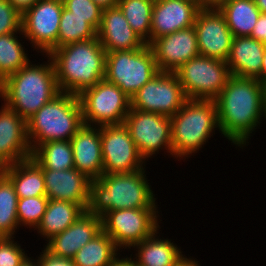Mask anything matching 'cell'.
<instances>
[{"label": "cell", "mask_w": 266, "mask_h": 266, "mask_svg": "<svg viewBox=\"0 0 266 266\" xmlns=\"http://www.w3.org/2000/svg\"><path fill=\"white\" fill-rule=\"evenodd\" d=\"M214 101L218 130L239 148L249 143L250 134L260 125L262 117L266 120L264 86L255 78L231 75Z\"/></svg>", "instance_id": "cell-1"}, {"label": "cell", "mask_w": 266, "mask_h": 266, "mask_svg": "<svg viewBox=\"0 0 266 266\" xmlns=\"http://www.w3.org/2000/svg\"><path fill=\"white\" fill-rule=\"evenodd\" d=\"M50 57L60 92L81 94L105 78L106 52L98 38L67 44Z\"/></svg>", "instance_id": "cell-2"}, {"label": "cell", "mask_w": 266, "mask_h": 266, "mask_svg": "<svg viewBox=\"0 0 266 266\" xmlns=\"http://www.w3.org/2000/svg\"><path fill=\"white\" fill-rule=\"evenodd\" d=\"M47 62L36 65L29 61L0 83V99L4 105L26 121L60 93L50 57Z\"/></svg>", "instance_id": "cell-3"}, {"label": "cell", "mask_w": 266, "mask_h": 266, "mask_svg": "<svg viewBox=\"0 0 266 266\" xmlns=\"http://www.w3.org/2000/svg\"><path fill=\"white\" fill-rule=\"evenodd\" d=\"M145 170L102 174L92 180L87 212L103 217L108 211L125 208H158Z\"/></svg>", "instance_id": "cell-4"}, {"label": "cell", "mask_w": 266, "mask_h": 266, "mask_svg": "<svg viewBox=\"0 0 266 266\" xmlns=\"http://www.w3.org/2000/svg\"><path fill=\"white\" fill-rule=\"evenodd\" d=\"M83 125L79 97L60 92L27 120L31 149L49 141L71 140Z\"/></svg>", "instance_id": "cell-5"}, {"label": "cell", "mask_w": 266, "mask_h": 266, "mask_svg": "<svg viewBox=\"0 0 266 266\" xmlns=\"http://www.w3.org/2000/svg\"><path fill=\"white\" fill-rule=\"evenodd\" d=\"M170 118L173 156L176 159L195 154L213 136L214 128L219 129L214 100L188 99Z\"/></svg>", "instance_id": "cell-6"}, {"label": "cell", "mask_w": 266, "mask_h": 266, "mask_svg": "<svg viewBox=\"0 0 266 266\" xmlns=\"http://www.w3.org/2000/svg\"><path fill=\"white\" fill-rule=\"evenodd\" d=\"M148 44L140 49L106 52L105 80L132 96L159 73Z\"/></svg>", "instance_id": "cell-7"}, {"label": "cell", "mask_w": 266, "mask_h": 266, "mask_svg": "<svg viewBox=\"0 0 266 266\" xmlns=\"http://www.w3.org/2000/svg\"><path fill=\"white\" fill-rule=\"evenodd\" d=\"M78 97L83 122L90 126L122 124L131 108V98L105 79L85 89Z\"/></svg>", "instance_id": "cell-8"}, {"label": "cell", "mask_w": 266, "mask_h": 266, "mask_svg": "<svg viewBox=\"0 0 266 266\" xmlns=\"http://www.w3.org/2000/svg\"><path fill=\"white\" fill-rule=\"evenodd\" d=\"M188 99L214 100L231 76L225 61L197 55L174 72Z\"/></svg>", "instance_id": "cell-9"}, {"label": "cell", "mask_w": 266, "mask_h": 266, "mask_svg": "<svg viewBox=\"0 0 266 266\" xmlns=\"http://www.w3.org/2000/svg\"><path fill=\"white\" fill-rule=\"evenodd\" d=\"M157 213V208L108 211L102 217V230L112 238L119 249H131L159 230Z\"/></svg>", "instance_id": "cell-10"}, {"label": "cell", "mask_w": 266, "mask_h": 266, "mask_svg": "<svg viewBox=\"0 0 266 266\" xmlns=\"http://www.w3.org/2000/svg\"><path fill=\"white\" fill-rule=\"evenodd\" d=\"M187 100L177 75L160 71L132 96L131 108L171 117Z\"/></svg>", "instance_id": "cell-11"}, {"label": "cell", "mask_w": 266, "mask_h": 266, "mask_svg": "<svg viewBox=\"0 0 266 266\" xmlns=\"http://www.w3.org/2000/svg\"><path fill=\"white\" fill-rule=\"evenodd\" d=\"M124 124L145 161L164 148L173 156L169 116L130 108Z\"/></svg>", "instance_id": "cell-12"}, {"label": "cell", "mask_w": 266, "mask_h": 266, "mask_svg": "<svg viewBox=\"0 0 266 266\" xmlns=\"http://www.w3.org/2000/svg\"><path fill=\"white\" fill-rule=\"evenodd\" d=\"M62 0H39L22 14L21 30L30 44L48 55L57 48V38L63 10Z\"/></svg>", "instance_id": "cell-13"}, {"label": "cell", "mask_w": 266, "mask_h": 266, "mask_svg": "<svg viewBox=\"0 0 266 266\" xmlns=\"http://www.w3.org/2000/svg\"><path fill=\"white\" fill-rule=\"evenodd\" d=\"M101 151L103 174L131 173L145 169V159L138 152L124 123L101 126Z\"/></svg>", "instance_id": "cell-14"}, {"label": "cell", "mask_w": 266, "mask_h": 266, "mask_svg": "<svg viewBox=\"0 0 266 266\" xmlns=\"http://www.w3.org/2000/svg\"><path fill=\"white\" fill-rule=\"evenodd\" d=\"M194 28L197 34L199 54L226 62L233 34L219 9H200L195 19Z\"/></svg>", "instance_id": "cell-15"}, {"label": "cell", "mask_w": 266, "mask_h": 266, "mask_svg": "<svg viewBox=\"0 0 266 266\" xmlns=\"http://www.w3.org/2000/svg\"><path fill=\"white\" fill-rule=\"evenodd\" d=\"M159 71L174 73L184 63L199 55L194 26L159 37L149 45Z\"/></svg>", "instance_id": "cell-16"}, {"label": "cell", "mask_w": 266, "mask_h": 266, "mask_svg": "<svg viewBox=\"0 0 266 266\" xmlns=\"http://www.w3.org/2000/svg\"><path fill=\"white\" fill-rule=\"evenodd\" d=\"M27 121L3 104L0 109V170L30 158Z\"/></svg>", "instance_id": "cell-17"}, {"label": "cell", "mask_w": 266, "mask_h": 266, "mask_svg": "<svg viewBox=\"0 0 266 266\" xmlns=\"http://www.w3.org/2000/svg\"><path fill=\"white\" fill-rule=\"evenodd\" d=\"M199 10L195 0H155L150 44L159 37L194 26Z\"/></svg>", "instance_id": "cell-18"}, {"label": "cell", "mask_w": 266, "mask_h": 266, "mask_svg": "<svg viewBox=\"0 0 266 266\" xmlns=\"http://www.w3.org/2000/svg\"><path fill=\"white\" fill-rule=\"evenodd\" d=\"M46 196L51 200L69 201L87 210L92 180L76 168L42 169Z\"/></svg>", "instance_id": "cell-19"}, {"label": "cell", "mask_w": 266, "mask_h": 266, "mask_svg": "<svg viewBox=\"0 0 266 266\" xmlns=\"http://www.w3.org/2000/svg\"><path fill=\"white\" fill-rule=\"evenodd\" d=\"M102 231V218L85 211L71 226L53 236L45 245L52 255L73 258L75 254Z\"/></svg>", "instance_id": "cell-20"}, {"label": "cell", "mask_w": 266, "mask_h": 266, "mask_svg": "<svg viewBox=\"0 0 266 266\" xmlns=\"http://www.w3.org/2000/svg\"><path fill=\"white\" fill-rule=\"evenodd\" d=\"M97 38L105 52L140 49L146 44L133 31L118 5L102 11Z\"/></svg>", "instance_id": "cell-21"}, {"label": "cell", "mask_w": 266, "mask_h": 266, "mask_svg": "<svg viewBox=\"0 0 266 266\" xmlns=\"http://www.w3.org/2000/svg\"><path fill=\"white\" fill-rule=\"evenodd\" d=\"M73 149L74 168L91 180L103 174L101 151V126L84 124L70 140Z\"/></svg>", "instance_id": "cell-22"}, {"label": "cell", "mask_w": 266, "mask_h": 266, "mask_svg": "<svg viewBox=\"0 0 266 266\" xmlns=\"http://www.w3.org/2000/svg\"><path fill=\"white\" fill-rule=\"evenodd\" d=\"M265 48L250 36L233 37L226 60L231 75L256 79L260 75Z\"/></svg>", "instance_id": "cell-23"}, {"label": "cell", "mask_w": 266, "mask_h": 266, "mask_svg": "<svg viewBox=\"0 0 266 266\" xmlns=\"http://www.w3.org/2000/svg\"><path fill=\"white\" fill-rule=\"evenodd\" d=\"M1 171L13 183L18 198L46 196L43 170L33 158L6 166Z\"/></svg>", "instance_id": "cell-24"}, {"label": "cell", "mask_w": 266, "mask_h": 266, "mask_svg": "<svg viewBox=\"0 0 266 266\" xmlns=\"http://www.w3.org/2000/svg\"><path fill=\"white\" fill-rule=\"evenodd\" d=\"M157 234L158 230L133 246L137 251L133 260L136 266H175L183 258L176 244L170 239L157 237Z\"/></svg>", "instance_id": "cell-25"}, {"label": "cell", "mask_w": 266, "mask_h": 266, "mask_svg": "<svg viewBox=\"0 0 266 266\" xmlns=\"http://www.w3.org/2000/svg\"><path fill=\"white\" fill-rule=\"evenodd\" d=\"M85 211L78 204L49 199L46 211L35 230L40 236L50 240L71 226Z\"/></svg>", "instance_id": "cell-26"}, {"label": "cell", "mask_w": 266, "mask_h": 266, "mask_svg": "<svg viewBox=\"0 0 266 266\" xmlns=\"http://www.w3.org/2000/svg\"><path fill=\"white\" fill-rule=\"evenodd\" d=\"M219 11L233 37L250 36L261 14L254 0H225Z\"/></svg>", "instance_id": "cell-27"}, {"label": "cell", "mask_w": 266, "mask_h": 266, "mask_svg": "<svg viewBox=\"0 0 266 266\" xmlns=\"http://www.w3.org/2000/svg\"><path fill=\"white\" fill-rule=\"evenodd\" d=\"M120 249L103 230L86 243L72 258L75 266H109ZM118 255V256H117Z\"/></svg>", "instance_id": "cell-28"}, {"label": "cell", "mask_w": 266, "mask_h": 266, "mask_svg": "<svg viewBox=\"0 0 266 266\" xmlns=\"http://www.w3.org/2000/svg\"><path fill=\"white\" fill-rule=\"evenodd\" d=\"M42 169L68 170L74 168L73 149L70 140L42 143L31 154Z\"/></svg>", "instance_id": "cell-29"}, {"label": "cell", "mask_w": 266, "mask_h": 266, "mask_svg": "<svg viewBox=\"0 0 266 266\" xmlns=\"http://www.w3.org/2000/svg\"><path fill=\"white\" fill-rule=\"evenodd\" d=\"M18 197L11 180L0 170V238L14 237L19 229L17 217Z\"/></svg>", "instance_id": "cell-30"}, {"label": "cell", "mask_w": 266, "mask_h": 266, "mask_svg": "<svg viewBox=\"0 0 266 266\" xmlns=\"http://www.w3.org/2000/svg\"><path fill=\"white\" fill-rule=\"evenodd\" d=\"M155 0H119L118 6L133 31L150 45L152 8Z\"/></svg>", "instance_id": "cell-31"}, {"label": "cell", "mask_w": 266, "mask_h": 266, "mask_svg": "<svg viewBox=\"0 0 266 266\" xmlns=\"http://www.w3.org/2000/svg\"><path fill=\"white\" fill-rule=\"evenodd\" d=\"M16 34L0 35V83L30 61Z\"/></svg>", "instance_id": "cell-32"}, {"label": "cell", "mask_w": 266, "mask_h": 266, "mask_svg": "<svg viewBox=\"0 0 266 266\" xmlns=\"http://www.w3.org/2000/svg\"><path fill=\"white\" fill-rule=\"evenodd\" d=\"M97 38V31L86 21V18L74 16L72 12L63 7L57 48L67 44Z\"/></svg>", "instance_id": "cell-33"}, {"label": "cell", "mask_w": 266, "mask_h": 266, "mask_svg": "<svg viewBox=\"0 0 266 266\" xmlns=\"http://www.w3.org/2000/svg\"><path fill=\"white\" fill-rule=\"evenodd\" d=\"M49 202L47 196L18 198L17 217L20 225L33 228L34 230L40 223Z\"/></svg>", "instance_id": "cell-34"}, {"label": "cell", "mask_w": 266, "mask_h": 266, "mask_svg": "<svg viewBox=\"0 0 266 266\" xmlns=\"http://www.w3.org/2000/svg\"><path fill=\"white\" fill-rule=\"evenodd\" d=\"M64 8L74 16L86 18V21L98 31L101 24L102 11L93 0H62Z\"/></svg>", "instance_id": "cell-35"}, {"label": "cell", "mask_w": 266, "mask_h": 266, "mask_svg": "<svg viewBox=\"0 0 266 266\" xmlns=\"http://www.w3.org/2000/svg\"><path fill=\"white\" fill-rule=\"evenodd\" d=\"M27 253L14 242V237L0 238V266H20Z\"/></svg>", "instance_id": "cell-36"}, {"label": "cell", "mask_w": 266, "mask_h": 266, "mask_svg": "<svg viewBox=\"0 0 266 266\" xmlns=\"http://www.w3.org/2000/svg\"><path fill=\"white\" fill-rule=\"evenodd\" d=\"M22 15L8 2L0 0V35L9 33L22 34L21 30Z\"/></svg>", "instance_id": "cell-37"}, {"label": "cell", "mask_w": 266, "mask_h": 266, "mask_svg": "<svg viewBox=\"0 0 266 266\" xmlns=\"http://www.w3.org/2000/svg\"><path fill=\"white\" fill-rule=\"evenodd\" d=\"M40 253V257L37 259L38 266H75L73 259L71 258H64V257H57L52 255L49 251L45 248Z\"/></svg>", "instance_id": "cell-38"}, {"label": "cell", "mask_w": 266, "mask_h": 266, "mask_svg": "<svg viewBox=\"0 0 266 266\" xmlns=\"http://www.w3.org/2000/svg\"><path fill=\"white\" fill-rule=\"evenodd\" d=\"M266 47V14L261 13L250 35Z\"/></svg>", "instance_id": "cell-39"}, {"label": "cell", "mask_w": 266, "mask_h": 266, "mask_svg": "<svg viewBox=\"0 0 266 266\" xmlns=\"http://www.w3.org/2000/svg\"><path fill=\"white\" fill-rule=\"evenodd\" d=\"M39 0H8V2L22 15Z\"/></svg>", "instance_id": "cell-40"}, {"label": "cell", "mask_w": 266, "mask_h": 266, "mask_svg": "<svg viewBox=\"0 0 266 266\" xmlns=\"http://www.w3.org/2000/svg\"><path fill=\"white\" fill-rule=\"evenodd\" d=\"M200 9H219L225 0H195Z\"/></svg>", "instance_id": "cell-41"}, {"label": "cell", "mask_w": 266, "mask_h": 266, "mask_svg": "<svg viewBox=\"0 0 266 266\" xmlns=\"http://www.w3.org/2000/svg\"><path fill=\"white\" fill-rule=\"evenodd\" d=\"M109 266H136V265L132 257L130 256L129 258L122 257V259H119V257H117Z\"/></svg>", "instance_id": "cell-42"}, {"label": "cell", "mask_w": 266, "mask_h": 266, "mask_svg": "<svg viewBox=\"0 0 266 266\" xmlns=\"http://www.w3.org/2000/svg\"><path fill=\"white\" fill-rule=\"evenodd\" d=\"M119 0H93L101 9H107L118 5Z\"/></svg>", "instance_id": "cell-43"}, {"label": "cell", "mask_w": 266, "mask_h": 266, "mask_svg": "<svg viewBox=\"0 0 266 266\" xmlns=\"http://www.w3.org/2000/svg\"><path fill=\"white\" fill-rule=\"evenodd\" d=\"M256 79L263 85L266 83V48H265V52H264V56H263L260 75Z\"/></svg>", "instance_id": "cell-44"}, {"label": "cell", "mask_w": 266, "mask_h": 266, "mask_svg": "<svg viewBox=\"0 0 266 266\" xmlns=\"http://www.w3.org/2000/svg\"><path fill=\"white\" fill-rule=\"evenodd\" d=\"M175 266H200L198 264V261L192 258H187L185 257V255L183 256V258H181V260L175 265Z\"/></svg>", "instance_id": "cell-45"}, {"label": "cell", "mask_w": 266, "mask_h": 266, "mask_svg": "<svg viewBox=\"0 0 266 266\" xmlns=\"http://www.w3.org/2000/svg\"><path fill=\"white\" fill-rule=\"evenodd\" d=\"M255 5L261 11V13L266 14V0H254Z\"/></svg>", "instance_id": "cell-46"}, {"label": "cell", "mask_w": 266, "mask_h": 266, "mask_svg": "<svg viewBox=\"0 0 266 266\" xmlns=\"http://www.w3.org/2000/svg\"><path fill=\"white\" fill-rule=\"evenodd\" d=\"M34 260V262H33ZM36 259H31V257H26V259L21 263L20 266H38L37 260Z\"/></svg>", "instance_id": "cell-47"}, {"label": "cell", "mask_w": 266, "mask_h": 266, "mask_svg": "<svg viewBox=\"0 0 266 266\" xmlns=\"http://www.w3.org/2000/svg\"><path fill=\"white\" fill-rule=\"evenodd\" d=\"M263 86H264V107H265V113H266V83Z\"/></svg>", "instance_id": "cell-48"}]
</instances>
